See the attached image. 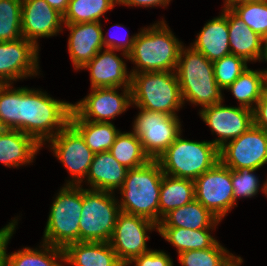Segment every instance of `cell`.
Masks as SVG:
<instances>
[{
  "label": "cell",
  "instance_id": "cell-1",
  "mask_svg": "<svg viewBox=\"0 0 267 266\" xmlns=\"http://www.w3.org/2000/svg\"><path fill=\"white\" fill-rule=\"evenodd\" d=\"M72 103L54 99L41 90L19 87V131L47 144L70 123Z\"/></svg>",
  "mask_w": 267,
  "mask_h": 266
},
{
  "label": "cell",
  "instance_id": "cell-2",
  "mask_svg": "<svg viewBox=\"0 0 267 266\" xmlns=\"http://www.w3.org/2000/svg\"><path fill=\"white\" fill-rule=\"evenodd\" d=\"M169 28L162 20L137 33L128 53V60L136 66L131 74L175 71L183 44Z\"/></svg>",
  "mask_w": 267,
  "mask_h": 266
},
{
  "label": "cell",
  "instance_id": "cell-3",
  "mask_svg": "<svg viewBox=\"0 0 267 266\" xmlns=\"http://www.w3.org/2000/svg\"><path fill=\"white\" fill-rule=\"evenodd\" d=\"M175 73L184 104L186 100L204 108L224 101L214 77L213 62L192 46H182Z\"/></svg>",
  "mask_w": 267,
  "mask_h": 266
},
{
  "label": "cell",
  "instance_id": "cell-4",
  "mask_svg": "<svg viewBox=\"0 0 267 266\" xmlns=\"http://www.w3.org/2000/svg\"><path fill=\"white\" fill-rule=\"evenodd\" d=\"M163 171L157 160L128 169L118 200L120 211L145 217L159 224V198Z\"/></svg>",
  "mask_w": 267,
  "mask_h": 266
},
{
  "label": "cell",
  "instance_id": "cell-5",
  "mask_svg": "<svg viewBox=\"0 0 267 266\" xmlns=\"http://www.w3.org/2000/svg\"><path fill=\"white\" fill-rule=\"evenodd\" d=\"M131 75L132 105L148 111L177 116L176 113L184 103L175 71Z\"/></svg>",
  "mask_w": 267,
  "mask_h": 266
},
{
  "label": "cell",
  "instance_id": "cell-6",
  "mask_svg": "<svg viewBox=\"0 0 267 266\" xmlns=\"http://www.w3.org/2000/svg\"><path fill=\"white\" fill-rule=\"evenodd\" d=\"M164 174L195 180L219 162V149L211 141H191L181 134L157 159Z\"/></svg>",
  "mask_w": 267,
  "mask_h": 266
},
{
  "label": "cell",
  "instance_id": "cell-7",
  "mask_svg": "<svg viewBox=\"0 0 267 266\" xmlns=\"http://www.w3.org/2000/svg\"><path fill=\"white\" fill-rule=\"evenodd\" d=\"M83 185H66L60 188L53 201L43 242L64 249L79 242V224L83 205Z\"/></svg>",
  "mask_w": 267,
  "mask_h": 266
},
{
  "label": "cell",
  "instance_id": "cell-8",
  "mask_svg": "<svg viewBox=\"0 0 267 266\" xmlns=\"http://www.w3.org/2000/svg\"><path fill=\"white\" fill-rule=\"evenodd\" d=\"M120 212L113 192L83 188L79 242H109Z\"/></svg>",
  "mask_w": 267,
  "mask_h": 266
},
{
  "label": "cell",
  "instance_id": "cell-9",
  "mask_svg": "<svg viewBox=\"0 0 267 266\" xmlns=\"http://www.w3.org/2000/svg\"><path fill=\"white\" fill-rule=\"evenodd\" d=\"M133 124V132L142 143L145 153L151 160L160 155L182 133L178 116L139 108Z\"/></svg>",
  "mask_w": 267,
  "mask_h": 266
},
{
  "label": "cell",
  "instance_id": "cell-10",
  "mask_svg": "<svg viewBox=\"0 0 267 266\" xmlns=\"http://www.w3.org/2000/svg\"><path fill=\"white\" fill-rule=\"evenodd\" d=\"M195 199L216 218L222 221L232 207L237 206L233 198L231 169L217 162L194 180Z\"/></svg>",
  "mask_w": 267,
  "mask_h": 266
},
{
  "label": "cell",
  "instance_id": "cell-11",
  "mask_svg": "<svg viewBox=\"0 0 267 266\" xmlns=\"http://www.w3.org/2000/svg\"><path fill=\"white\" fill-rule=\"evenodd\" d=\"M158 231V224L142 216L120 212L109 241L120 262L127 266L134 258L149 252L147 232Z\"/></svg>",
  "mask_w": 267,
  "mask_h": 266
},
{
  "label": "cell",
  "instance_id": "cell-12",
  "mask_svg": "<svg viewBox=\"0 0 267 266\" xmlns=\"http://www.w3.org/2000/svg\"><path fill=\"white\" fill-rule=\"evenodd\" d=\"M48 142L51 151L72 176L66 185H81L94 157L81 134L69 123Z\"/></svg>",
  "mask_w": 267,
  "mask_h": 266
},
{
  "label": "cell",
  "instance_id": "cell-13",
  "mask_svg": "<svg viewBox=\"0 0 267 266\" xmlns=\"http://www.w3.org/2000/svg\"><path fill=\"white\" fill-rule=\"evenodd\" d=\"M219 161L230 169H259L267 164V133L252 126L219 148Z\"/></svg>",
  "mask_w": 267,
  "mask_h": 266
},
{
  "label": "cell",
  "instance_id": "cell-14",
  "mask_svg": "<svg viewBox=\"0 0 267 266\" xmlns=\"http://www.w3.org/2000/svg\"><path fill=\"white\" fill-rule=\"evenodd\" d=\"M223 102L201 108V119L218 138L211 142L219 149L228 141L236 139L253 125V110L240 106H224Z\"/></svg>",
  "mask_w": 267,
  "mask_h": 266
},
{
  "label": "cell",
  "instance_id": "cell-15",
  "mask_svg": "<svg viewBox=\"0 0 267 266\" xmlns=\"http://www.w3.org/2000/svg\"><path fill=\"white\" fill-rule=\"evenodd\" d=\"M39 51L38 46L23 37L0 42V83L13 84L38 75Z\"/></svg>",
  "mask_w": 267,
  "mask_h": 266
},
{
  "label": "cell",
  "instance_id": "cell-16",
  "mask_svg": "<svg viewBox=\"0 0 267 266\" xmlns=\"http://www.w3.org/2000/svg\"><path fill=\"white\" fill-rule=\"evenodd\" d=\"M91 88V92L81 101L72 104V109L83 119L110 123L132 106L131 88Z\"/></svg>",
  "mask_w": 267,
  "mask_h": 266
},
{
  "label": "cell",
  "instance_id": "cell-17",
  "mask_svg": "<svg viewBox=\"0 0 267 266\" xmlns=\"http://www.w3.org/2000/svg\"><path fill=\"white\" fill-rule=\"evenodd\" d=\"M22 37L38 45V38L62 32L63 15L45 0H22Z\"/></svg>",
  "mask_w": 267,
  "mask_h": 266
},
{
  "label": "cell",
  "instance_id": "cell-18",
  "mask_svg": "<svg viewBox=\"0 0 267 266\" xmlns=\"http://www.w3.org/2000/svg\"><path fill=\"white\" fill-rule=\"evenodd\" d=\"M116 50L103 49L82 69L90 71L91 88H131V72ZM122 87V88H121Z\"/></svg>",
  "mask_w": 267,
  "mask_h": 266
},
{
  "label": "cell",
  "instance_id": "cell-19",
  "mask_svg": "<svg viewBox=\"0 0 267 266\" xmlns=\"http://www.w3.org/2000/svg\"><path fill=\"white\" fill-rule=\"evenodd\" d=\"M70 30L68 52L75 70H80L104 49L100 22L64 23Z\"/></svg>",
  "mask_w": 267,
  "mask_h": 266
},
{
  "label": "cell",
  "instance_id": "cell-20",
  "mask_svg": "<svg viewBox=\"0 0 267 266\" xmlns=\"http://www.w3.org/2000/svg\"><path fill=\"white\" fill-rule=\"evenodd\" d=\"M191 46L212 62L231 54L228 7H223L221 15L206 22Z\"/></svg>",
  "mask_w": 267,
  "mask_h": 266
},
{
  "label": "cell",
  "instance_id": "cell-21",
  "mask_svg": "<svg viewBox=\"0 0 267 266\" xmlns=\"http://www.w3.org/2000/svg\"><path fill=\"white\" fill-rule=\"evenodd\" d=\"M42 146L31 136L15 129L0 134V163L6 167H20L33 162Z\"/></svg>",
  "mask_w": 267,
  "mask_h": 266
},
{
  "label": "cell",
  "instance_id": "cell-22",
  "mask_svg": "<svg viewBox=\"0 0 267 266\" xmlns=\"http://www.w3.org/2000/svg\"><path fill=\"white\" fill-rule=\"evenodd\" d=\"M127 171L109 151L96 153L84 182L87 181L89 189L114 193L122 187Z\"/></svg>",
  "mask_w": 267,
  "mask_h": 266
},
{
  "label": "cell",
  "instance_id": "cell-23",
  "mask_svg": "<svg viewBox=\"0 0 267 266\" xmlns=\"http://www.w3.org/2000/svg\"><path fill=\"white\" fill-rule=\"evenodd\" d=\"M63 250L72 266H124L109 242H75Z\"/></svg>",
  "mask_w": 267,
  "mask_h": 266
},
{
  "label": "cell",
  "instance_id": "cell-24",
  "mask_svg": "<svg viewBox=\"0 0 267 266\" xmlns=\"http://www.w3.org/2000/svg\"><path fill=\"white\" fill-rule=\"evenodd\" d=\"M228 30L231 54L243 58L246 62L260 61L263 38L247 26L229 7Z\"/></svg>",
  "mask_w": 267,
  "mask_h": 266
},
{
  "label": "cell",
  "instance_id": "cell-25",
  "mask_svg": "<svg viewBox=\"0 0 267 266\" xmlns=\"http://www.w3.org/2000/svg\"><path fill=\"white\" fill-rule=\"evenodd\" d=\"M221 222L196 199L166 214L158 228L212 229Z\"/></svg>",
  "mask_w": 267,
  "mask_h": 266
},
{
  "label": "cell",
  "instance_id": "cell-26",
  "mask_svg": "<svg viewBox=\"0 0 267 266\" xmlns=\"http://www.w3.org/2000/svg\"><path fill=\"white\" fill-rule=\"evenodd\" d=\"M70 124L81 134L86 145L94 153L109 151L120 130L110 123L83 120L73 109Z\"/></svg>",
  "mask_w": 267,
  "mask_h": 266
},
{
  "label": "cell",
  "instance_id": "cell-27",
  "mask_svg": "<svg viewBox=\"0 0 267 266\" xmlns=\"http://www.w3.org/2000/svg\"><path fill=\"white\" fill-rule=\"evenodd\" d=\"M195 199V183L190 179L163 175L159 198V223L170 211Z\"/></svg>",
  "mask_w": 267,
  "mask_h": 266
},
{
  "label": "cell",
  "instance_id": "cell-28",
  "mask_svg": "<svg viewBox=\"0 0 267 266\" xmlns=\"http://www.w3.org/2000/svg\"><path fill=\"white\" fill-rule=\"evenodd\" d=\"M38 248L25 247L5 255V266H64V250L42 242Z\"/></svg>",
  "mask_w": 267,
  "mask_h": 266
},
{
  "label": "cell",
  "instance_id": "cell-29",
  "mask_svg": "<svg viewBox=\"0 0 267 266\" xmlns=\"http://www.w3.org/2000/svg\"><path fill=\"white\" fill-rule=\"evenodd\" d=\"M265 88V70L247 68L226 90L233 94L240 106L253 110Z\"/></svg>",
  "mask_w": 267,
  "mask_h": 266
},
{
  "label": "cell",
  "instance_id": "cell-30",
  "mask_svg": "<svg viewBox=\"0 0 267 266\" xmlns=\"http://www.w3.org/2000/svg\"><path fill=\"white\" fill-rule=\"evenodd\" d=\"M210 231L211 229L158 228L157 232L176 247L179 255L185 251L213 247L218 241L211 236Z\"/></svg>",
  "mask_w": 267,
  "mask_h": 266
},
{
  "label": "cell",
  "instance_id": "cell-31",
  "mask_svg": "<svg viewBox=\"0 0 267 266\" xmlns=\"http://www.w3.org/2000/svg\"><path fill=\"white\" fill-rule=\"evenodd\" d=\"M109 153L127 169L141 167L151 160L133 131L126 133L120 131Z\"/></svg>",
  "mask_w": 267,
  "mask_h": 266
},
{
  "label": "cell",
  "instance_id": "cell-32",
  "mask_svg": "<svg viewBox=\"0 0 267 266\" xmlns=\"http://www.w3.org/2000/svg\"><path fill=\"white\" fill-rule=\"evenodd\" d=\"M118 5V0H70L63 22L70 24L100 22L106 12Z\"/></svg>",
  "mask_w": 267,
  "mask_h": 266
},
{
  "label": "cell",
  "instance_id": "cell-33",
  "mask_svg": "<svg viewBox=\"0 0 267 266\" xmlns=\"http://www.w3.org/2000/svg\"><path fill=\"white\" fill-rule=\"evenodd\" d=\"M178 256L182 266H231L239 257L219 242L207 249L181 252Z\"/></svg>",
  "mask_w": 267,
  "mask_h": 266
},
{
  "label": "cell",
  "instance_id": "cell-34",
  "mask_svg": "<svg viewBox=\"0 0 267 266\" xmlns=\"http://www.w3.org/2000/svg\"><path fill=\"white\" fill-rule=\"evenodd\" d=\"M22 0H0V42L22 37Z\"/></svg>",
  "mask_w": 267,
  "mask_h": 266
},
{
  "label": "cell",
  "instance_id": "cell-35",
  "mask_svg": "<svg viewBox=\"0 0 267 266\" xmlns=\"http://www.w3.org/2000/svg\"><path fill=\"white\" fill-rule=\"evenodd\" d=\"M229 8L262 38L267 34V0L233 4Z\"/></svg>",
  "mask_w": 267,
  "mask_h": 266
},
{
  "label": "cell",
  "instance_id": "cell-36",
  "mask_svg": "<svg viewBox=\"0 0 267 266\" xmlns=\"http://www.w3.org/2000/svg\"><path fill=\"white\" fill-rule=\"evenodd\" d=\"M0 122L5 129L19 130V87L0 86Z\"/></svg>",
  "mask_w": 267,
  "mask_h": 266
},
{
  "label": "cell",
  "instance_id": "cell-37",
  "mask_svg": "<svg viewBox=\"0 0 267 266\" xmlns=\"http://www.w3.org/2000/svg\"><path fill=\"white\" fill-rule=\"evenodd\" d=\"M243 58L233 54L213 62L214 77L222 90H226L247 68Z\"/></svg>",
  "mask_w": 267,
  "mask_h": 266
},
{
  "label": "cell",
  "instance_id": "cell-38",
  "mask_svg": "<svg viewBox=\"0 0 267 266\" xmlns=\"http://www.w3.org/2000/svg\"><path fill=\"white\" fill-rule=\"evenodd\" d=\"M258 169L252 168H240L238 170L231 169V181L233 186V198L234 202L237 203V198H251L254 197L259 189L264 192V183L260 186V181L254 172Z\"/></svg>",
  "mask_w": 267,
  "mask_h": 266
},
{
  "label": "cell",
  "instance_id": "cell-39",
  "mask_svg": "<svg viewBox=\"0 0 267 266\" xmlns=\"http://www.w3.org/2000/svg\"><path fill=\"white\" fill-rule=\"evenodd\" d=\"M132 263L135 266H173V260L166 252L152 249L134 258L127 266Z\"/></svg>",
  "mask_w": 267,
  "mask_h": 266
},
{
  "label": "cell",
  "instance_id": "cell-40",
  "mask_svg": "<svg viewBox=\"0 0 267 266\" xmlns=\"http://www.w3.org/2000/svg\"><path fill=\"white\" fill-rule=\"evenodd\" d=\"M112 27L113 28L118 27L119 29L124 28L120 24L113 25ZM108 34H110V32ZM108 34L105 36L103 34L104 48L116 50L118 52L121 51L122 52L121 55H123L124 58L128 59V53L132 50V46L137 34H134L132 37H130L129 33L128 34L126 33V36L124 35L125 37L123 38L124 41L119 40L116 36H115L116 38H113V36L107 37Z\"/></svg>",
  "mask_w": 267,
  "mask_h": 266
},
{
  "label": "cell",
  "instance_id": "cell-41",
  "mask_svg": "<svg viewBox=\"0 0 267 266\" xmlns=\"http://www.w3.org/2000/svg\"><path fill=\"white\" fill-rule=\"evenodd\" d=\"M254 126L267 133V88L253 109Z\"/></svg>",
  "mask_w": 267,
  "mask_h": 266
},
{
  "label": "cell",
  "instance_id": "cell-42",
  "mask_svg": "<svg viewBox=\"0 0 267 266\" xmlns=\"http://www.w3.org/2000/svg\"><path fill=\"white\" fill-rule=\"evenodd\" d=\"M17 221L18 219L15 217L9 224L0 229V266H5L7 245L14 234V230H16Z\"/></svg>",
  "mask_w": 267,
  "mask_h": 266
},
{
  "label": "cell",
  "instance_id": "cell-43",
  "mask_svg": "<svg viewBox=\"0 0 267 266\" xmlns=\"http://www.w3.org/2000/svg\"><path fill=\"white\" fill-rule=\"evenodd\" d=\"M171 0H118V5H126V6H140V7H157L163 6L166 7L169 5Z\"/></svg>",
  "mask_w": 267,
  "mask_h": 266
},
{
  "label": "cell",
  "instance_id": "cell-44",
  "mask_svg": "<svg viewBox=\"0 0 267 266\" xmlns=\"http://www.w3.org/2000/svg\"><path fill=\"white\" fill-rule=\"evenodd\" d=\"M51 7L62 15L67 11L70 0H45Z\"/></svg>",
  "mask_w": 267,
  "mask_h": 266
},
{
  "label": "cell",
  "instance_id": "cell-45",
  "mask_svg": "<svg viewBox=\"0 0 267 266\" xmlns=\"http://www.w3.org/2000/svg\"><path fill=\"white\" fill-rule=\"evenodd\" d=\"M260 60H265L267 62V34L263 37L262 54Z\"/></svg>",
  "mask_w": 267,
  "mask_h": 266
},
{
  "label": "cell",
  "instance_id": "cell-46",
  "mask_svg": "<svg viewBox=\"0 0 267 266\" xmlns=\"http://www.w3.org/2000/svg\"><path fill=\"white\" fill-rule=\"evenodd\" d=\"M252 1H259V0H225L224 1V6L230 7L233 4L252 2Z\"/></svg>",
  "mask_w": 267,
  "mask_h": 266
},
{
  "label": "cell",
  "instance_id": "cell-47",
  "mask_svg": "<svg viewBox=\"0 0 267 266\" xmlns=\"http://www.w3.org/2000/svg\"><path fill=\"white\" fill-rule=\"evenodd\" d=\"M243 259L239 256L231 266H241Z\"/></svg>",
  "mask_w": 267,
  "mask_h": 266
},
{
  "label": "cell",
  "instance_id": "cell-48",
  "mask_svg": "<svg viewBox=\"0 0 267 266\" xmlns=\"http://www.w3.org/2000/svg\"><path fill=\"white\" fill-rule=\"evenodd\" d=\"M263 193L267 196V179L264 183V192Z\"/></svg>",
  "mask_w": 267,
  "mask_h": 266
},
{
  "label": "cell",
  "instance_id": "cell-49",
  "mask_svg": "<svg viewBox=\"0 0 267 266\" xmlns=\"http://www.w3.org/2000/svg\"><path fill=\"white\" fill-rule=\"evenodd\" d=\"M265 70V81H266V88H267V69H264Z\"/></svg>",
  "mask_w": 267,
  "mask_h": 266
},
{
  "label": "cell",
  "instance_id": "cell-50",
  "mask_svg": "<svg viewBox=\"0 0 267 266\" xmlns=\"http://www.w3.org/2000/svg\"><path fill=\"white\" fill-rule=\"evenodd\" d=\"M5 128L3 127V125L1 124L0 122V134L2 133V131L4 130Z\"/></svg>",
  "mask_w": 267,
  "mask_h": 266
}]
</instances>
